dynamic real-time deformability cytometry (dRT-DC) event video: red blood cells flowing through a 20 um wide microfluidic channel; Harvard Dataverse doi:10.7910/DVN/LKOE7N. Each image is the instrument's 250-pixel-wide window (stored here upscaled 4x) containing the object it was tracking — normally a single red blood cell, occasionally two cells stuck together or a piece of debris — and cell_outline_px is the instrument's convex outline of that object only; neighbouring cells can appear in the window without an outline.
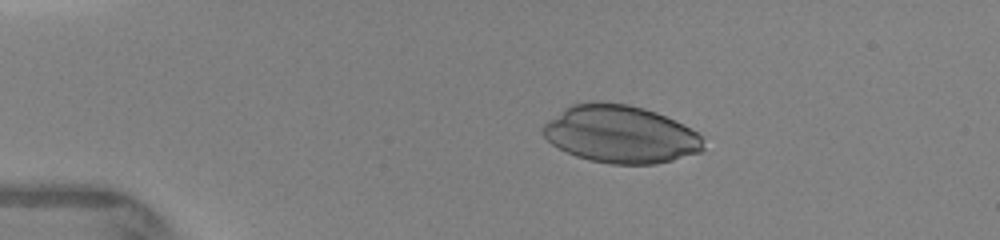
{"species": "human", "species_latin": "Homo sapiens", "temperature_condition": "warm", "stored_images_in_passage": 3, "camera_frame_rate_fps": 3000, "um_per_image_px": 0.085, "donor": {"sex": "female"}, "frame": {"image": 1, "passage_image": 1, "time_ms": 0.0, "image_size_px": [1000, 240], "cell_outline_px": [[704, 148], [700, 152], [672, 160], [656, 164], [612, 164], [588, 160], [576, 156], [552, 144], [544, 136], [540, 128], [548, 120], [564, 108], [572, 104], [592, 100], [600, 100], [628, 104], [644, 108], [656, 112], [696, 132], [700, 136]], "centroid_in_image_um": [52.68, 11.39], "position_along_channel_um": 32.3, "area_um2": 53.81}}